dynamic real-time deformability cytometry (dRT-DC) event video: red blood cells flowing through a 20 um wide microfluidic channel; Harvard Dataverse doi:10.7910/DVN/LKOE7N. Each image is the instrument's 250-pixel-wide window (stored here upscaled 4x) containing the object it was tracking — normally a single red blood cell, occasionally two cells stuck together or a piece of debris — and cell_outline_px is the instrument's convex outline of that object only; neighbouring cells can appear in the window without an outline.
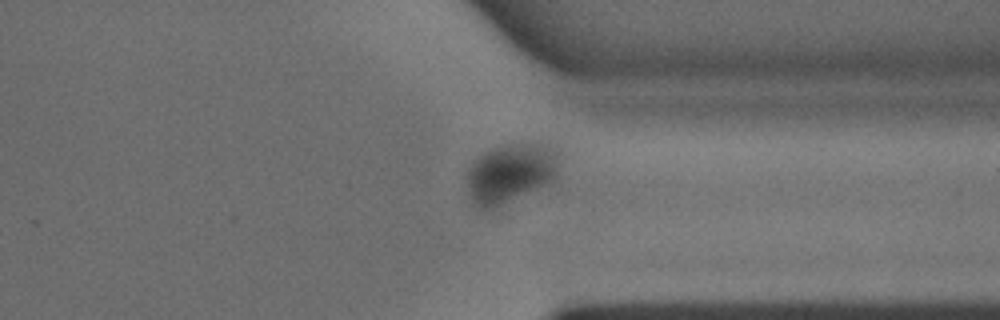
{"species": "common noctule bat (a hibernating species)", "species_latin": "Nyctalus noctula", "temperature_condition": "warm", "stored_images_in_passage": 25, "camera_frame_rate_fps": 3000, "um_per_image_px": 0.085, "animal": {"sex": "male", "body_mass_g": 15.6}, "frame": {"image": 1, "passage_image": 17, "time_ms": 5.333, "image_size_px": [1000, 320], "cell_outline_px": [[560, 152], [556, 180], [492, 208], [476, 208], [472, 204], [468, 196], [468, 172], [472, 160], [484, 152], [500, 144], [512, 140], [540, 140], [556, 144], [560, 148]], "centroid_in_image_um": [43.48, 14.57], "position_along_channel_um": 367.9, "area_um2": 33.58}}
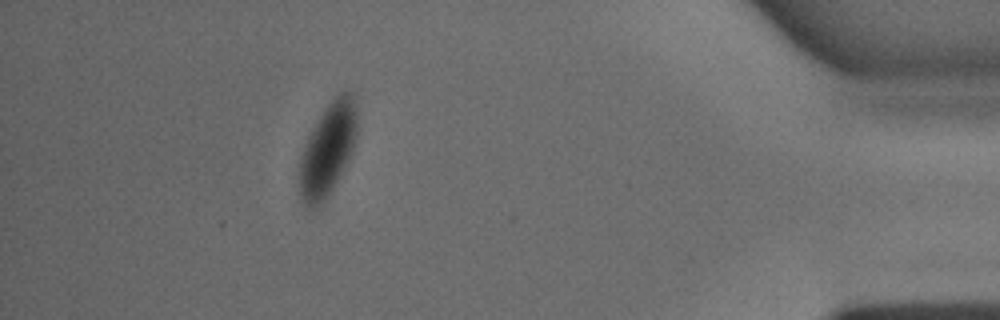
{"frame": {"image": 2, "passage_image": 22, "time_ms": 7.0, "image_size_px": [1000, 320], "cell_outline_px": [[356, 136], [352, 152], [328, 196], [320, 204], [312, 208], [308, 208], [304, 204], [300, 196], [300, 156], [308, 136], [316, 120], [328, 104], [340, 92], [352, 92], [356, 96]], "centroid_in_image_um": [27.86, 12.67], "position_along_channel_um": 407.3, "area_um2": 30.81}}